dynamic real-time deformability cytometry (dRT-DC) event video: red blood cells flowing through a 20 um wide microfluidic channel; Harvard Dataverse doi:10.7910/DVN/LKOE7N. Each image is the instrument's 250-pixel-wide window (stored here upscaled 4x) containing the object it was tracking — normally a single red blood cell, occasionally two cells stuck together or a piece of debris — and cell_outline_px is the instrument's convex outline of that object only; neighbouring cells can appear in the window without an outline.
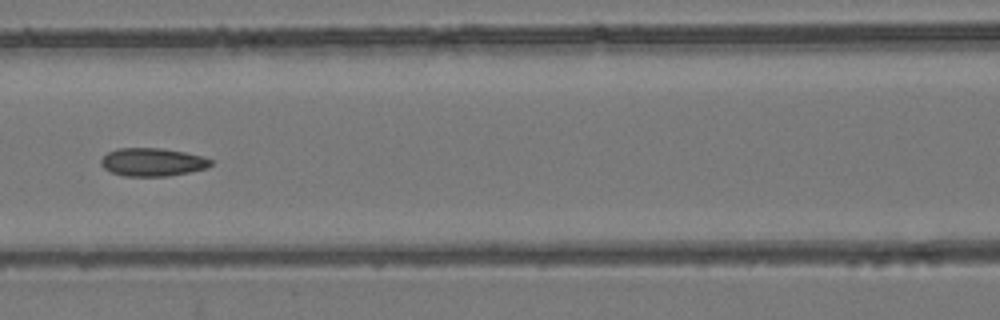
{"species": "common noctule bat (a hibernating species)", "species_latin": "Nyctalus noctula", "temperature_condition": "room temperature", "stored_images_in_passage": 7, "camera_frame_rate_fps": 3000, "um_per_image_px": 0.085, "animal": {"sex": "female", "body_mass_g": 24.6, "forearm_length_mm": 56.2}, "frame": {"image": 1, "passage_image": 7, "time_ms": 7.0, "image_size_px": [1000, 320], "cell_outline_px": [[212, 164], [208, 168], [168, 176], [124, 176], [112, 172], [104, 168], [100, 164], [100, 160], [108, 152], [116, 148], [160, 148], [184, 152], [204, 156], [212, 160]], "centroid_in_image_um": [12.97, 13.77], "position_along_channel_um": 153.6, "area_um2": 18.03}}